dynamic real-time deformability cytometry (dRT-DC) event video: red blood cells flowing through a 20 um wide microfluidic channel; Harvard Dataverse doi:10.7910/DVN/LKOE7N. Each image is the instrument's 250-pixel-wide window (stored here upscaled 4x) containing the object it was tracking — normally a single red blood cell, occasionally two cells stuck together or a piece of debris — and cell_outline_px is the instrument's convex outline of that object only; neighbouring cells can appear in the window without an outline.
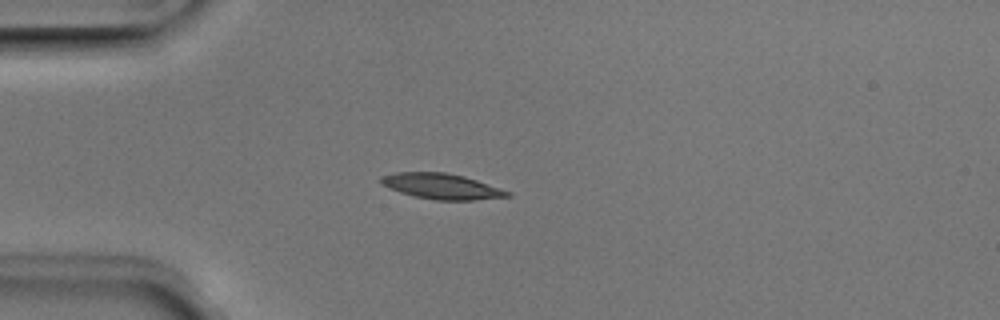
{"species": "Egyptian fruit bat (a non-hibernating species)", "species_latin": "Rousettus aegyptiacus", "temperature_condition": "room temperature", "stored_images_in_passage": 38, "camera_frame_rate_fps": 3000, "um_per_image_px": 0.085, "animal": {"sex": "male"}, "frame": {"image": 1, "passage_image": 1, "time_ms": 0.0, "image_size_px": [1000, 320], "cell_outline_px": [[512, 196], [472, 200], [436, 200], [416, 196], [400, 192], [380, 184], [376, 180], [380, 176], [396, 172], [444, 172], [464, 176], [512, 192]], "centroid_in_image_um": [37.5, 15.83], "position_along_channel_um": 47.5, "area_um2": 18.84}}
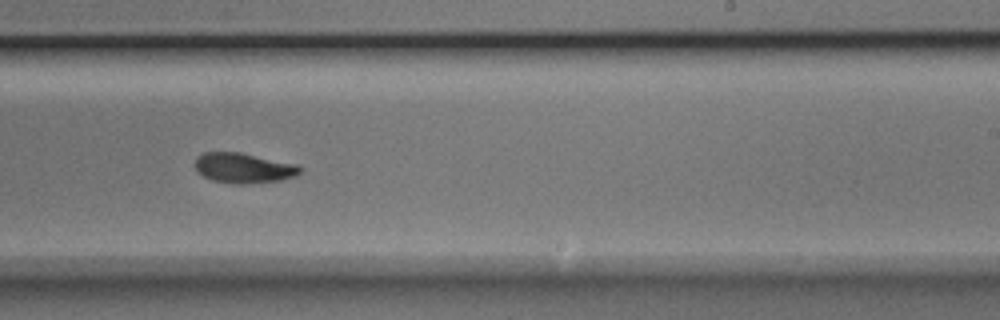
{"frame": {"image": 2, "passage_image": 19, "time_ms": 6.0, "image_size_px": [1000, 320], "cell_outline_px": [[304, 168], [296, 176], [280, 180], [244, 184], [236, 184], [212, 180], [196, 172], [196, 156], [204, 152], [240, 152], [300, 164]], "centroid_in_image_um": [20.75, 14.27], "position_along_channel_um": 268.3, "area_um2": 18.67}}
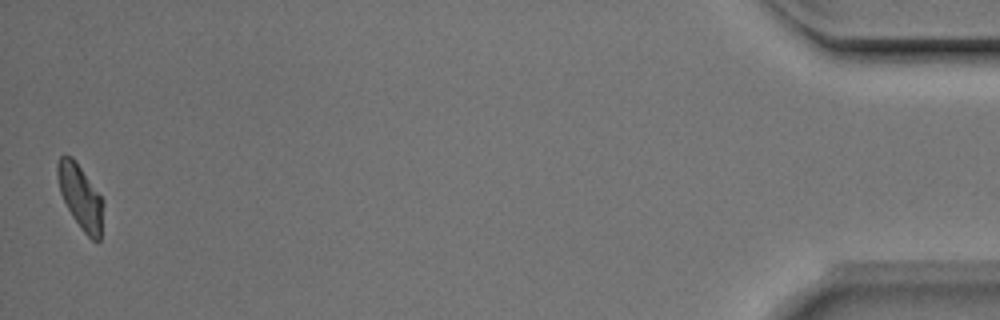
{"frame": {"image": 3, "passage_image": 38, "time_ms": 12.333, "image_size_px": [1000, 320], "cell_outline_px": [[104, 204], [100, 240], [92, 240], [80, 228], [72, 216], [60, 192], [56, 176], [56, 164], [60, 156], [72, 156], [76, 160], [104, 200]], "centroid_in_image_um": [6.84, 16.7], "position_along_channel_um": 428.4, "area_um2": 17.28}, "authors_computed_cell_mechanics": {"area_um2": 18.207, "velocity_mm_per_s": 3.9628, "shape_relaxation_time_tau1_ms": 3.8869, "shape_relaxation_time_tau2_ms": 4.4248, "deformation_change_tau1": 0.1546, "deformation_change_tau2": 0.0859}}